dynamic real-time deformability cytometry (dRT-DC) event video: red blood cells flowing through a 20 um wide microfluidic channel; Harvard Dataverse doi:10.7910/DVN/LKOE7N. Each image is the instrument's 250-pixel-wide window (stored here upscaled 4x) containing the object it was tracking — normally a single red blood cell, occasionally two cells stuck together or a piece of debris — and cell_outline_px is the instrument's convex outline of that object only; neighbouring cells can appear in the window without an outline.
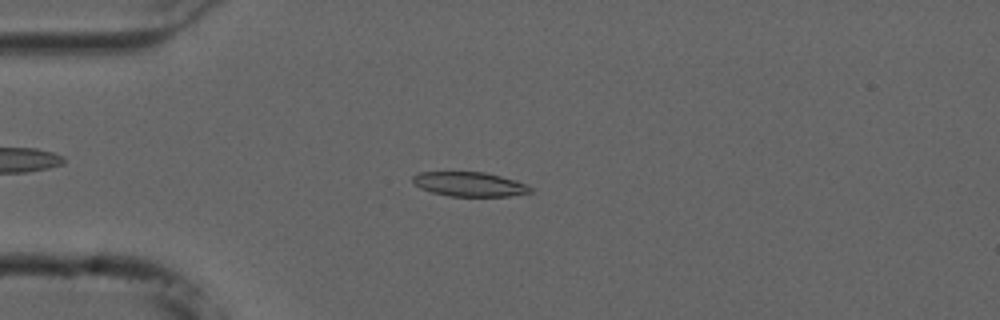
{"species": "common noctule bat (a hibernating species)", "species_latin": "Nyctalus noctula", "temperature_condition": "cold", "stored_images_in_passage": 53, "camera_frame_rate_fps": 3000, "um_per_image_px": 0.085, "animal": {"sex": "male", "forearm_length_mm": 52.5}, "frame": {"image": 1, "passage_image": 13, "time_ms": 4.0, "image_size_px": [1000, 320], "cell_outline_px": [[532, 192], [508, 196], [448, 196], [432, 192], [420, 188], [412, 180], [412, 176], [420, 172], [484, 172], [516, 180], [532, 188]], "centroid_in_image_um": [39.89, 15.66], "position_along_channel_um": 45.1, "area_um2": 16.59}}
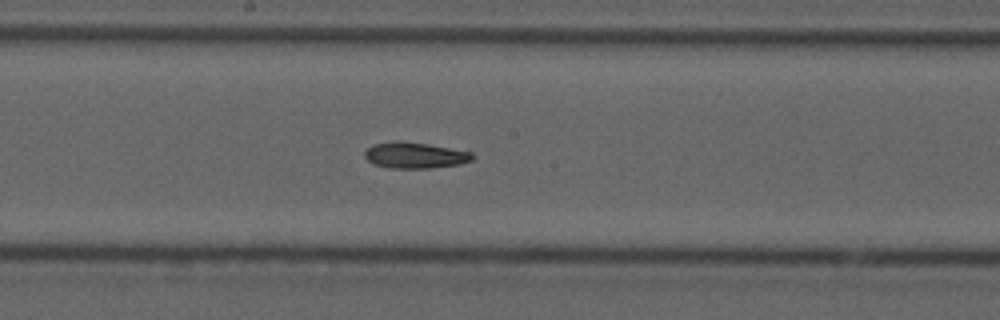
{"frame": {"image": 2, "passage_image": 28, "time_ms": 9.0, "image_size_px": [1000, 320], "cell_outline_px": [[476, 156], [472, 160], [460, 164], [428, 168], [388, 168], [372, 164], [364, 156], [364, 152], [372, 144], [396, 140], [400, 140], [428, 144], [472, 152]], "centroid_in_image_um": [35.25, 13.19], "position_along_channel_um": 213.0, "area_um2": 16.53}}
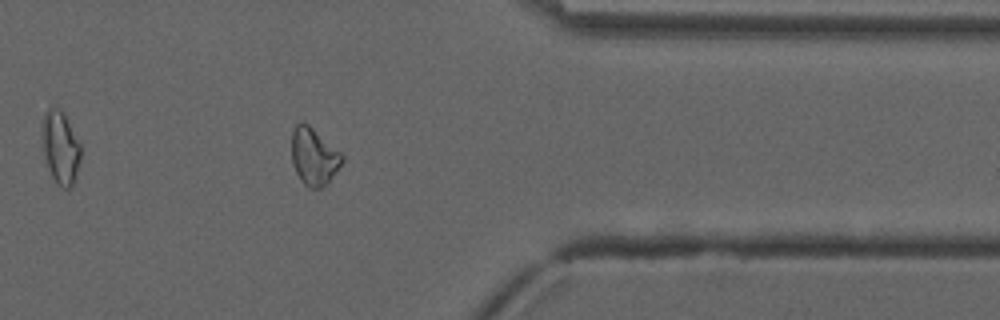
{"frame": {"image": 3, "passage_image": 43, "time_ms": 14.0, "image_size_px": [1000, 320], "cell_outline_px": [[344, 160], [328, 180], [320, 188], [308, 188], [300, 180], [292, 164], [292, 128], [300, 120], [304, 120], [340, 152], [344, 156]], "centroid_in_image_um": [26.64, 13.26], "position_along_channel_um": 384.8, "area_um2": 16.7}}